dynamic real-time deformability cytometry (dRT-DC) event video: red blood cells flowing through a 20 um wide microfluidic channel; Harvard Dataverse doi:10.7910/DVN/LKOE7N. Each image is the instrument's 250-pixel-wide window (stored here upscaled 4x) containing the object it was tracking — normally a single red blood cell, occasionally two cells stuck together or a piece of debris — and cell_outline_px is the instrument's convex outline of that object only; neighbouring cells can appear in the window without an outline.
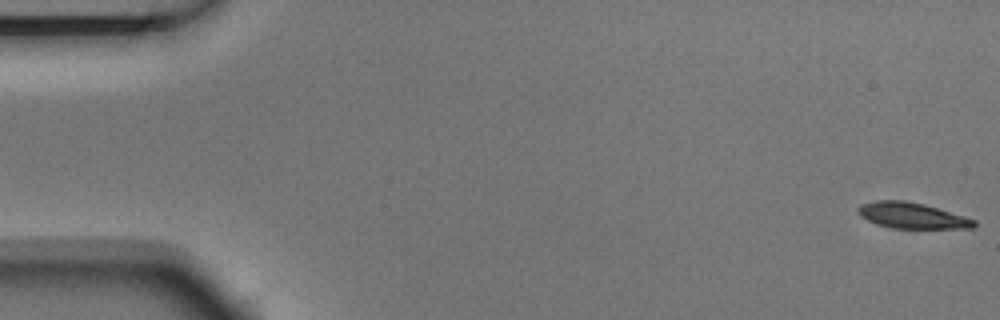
{"species": "Egyptian fruit bat (a non-hibernating species)", "species_latin": "Rousettus aegyptiacus", "temperature_condition": "room temperature", "stored_images_in_passage": 6, "camera_frame_rate_fps": 3000, "um_per_image_px": 0.085, "animal": {"sex": "male"}, "frame": {"image": 1, "passage_image": 1, "time_ms": 0.0, "image_size_px": [1000, 320], "cell_outline_px": [[976, 228], [892, 228], [876, 224], [860, 216], [856, 208], [860, 204], [876, 200], [904, 200], [924, 204], [964, 216], [976, 220]], "centroid_in_image_um": [77.5, 18.32], "position_along_channel_um": 7.5, "area_um2": 17.51}}
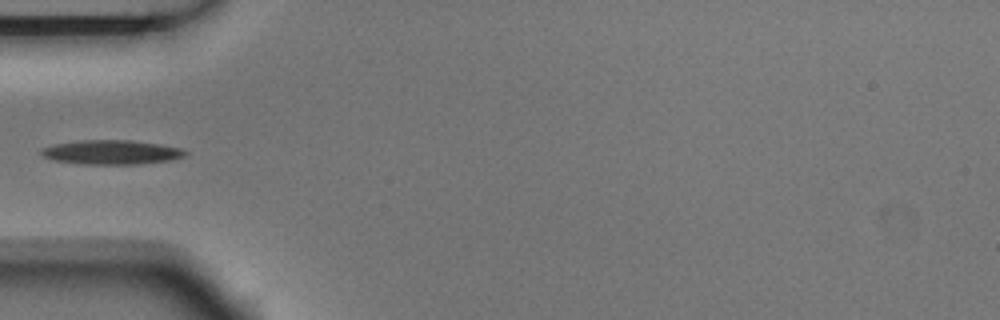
{"frame": {"image": 2, "passage_image": 5, "time_ms": 1.333, "image_size_px": [1000, 320], "cell_outline_px": [[188, 152], [184, 156], [172, 160], [136, 164], [80, 164], [52, 160], [44, 156], [40, 152], [40, 148], [56, 144], [80, 140], [132, 140], [160, 144], [180, 148]], "centroid_in_image_um": [9.46, 12.94], "position_along_channel_um": 75.5, "area_um2": 20.4}}
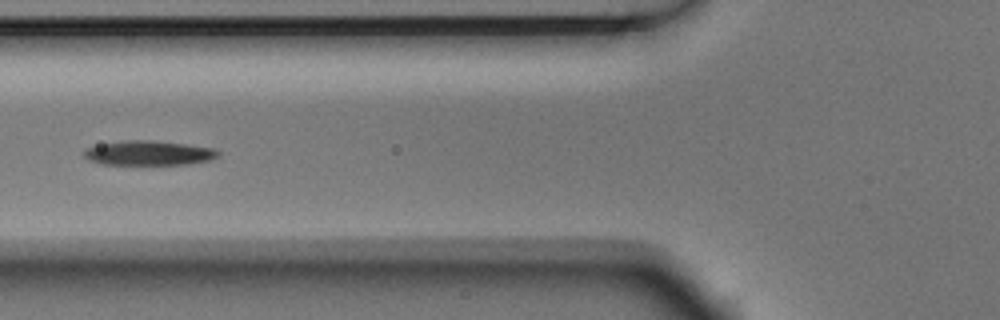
{"frame": {"image": 3, "passage_image": 6, "time_ms": 1.667, "image_size_px": [1000, 320], "cell_outline_px": [[220, 152], [216, 156], [208, 160], [188, 164], [100, 164], [88, 160], [84, 156], [84, 148], [100, 144], [124, 140], [148, 140], [184, 144], [212, 148]], "centroid_in_image_um": [12.56, 13.0], "position_along_channel_um": 113.2, "area_um2": 18.96}}